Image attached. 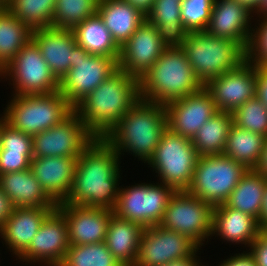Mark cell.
I'll return each instance as SVG.
<instances>
[{"label":"cell","mask_w":267,"mask_h":266,"mask_svg":"<svg viewBox=\"0 0 267 266\" xmlns=\"http://www.w3.org/2000/svg\"><path fill=\"white\" fill-rule=\"evenodd\" d=\"M120 157L104 139H96L78 157L71 190L60 204L113 210L119 192Z\"/></svg>","instance_id":"obj_1"},{"label":"cell","mask_w":267,"mask_h":266,"mask_svg":"<svg viewBox=\"0 0 267 266\" xmlns=\"http://www.w3.org/2000/svg\"><path fill=\"white\" fill-rule=\"evenodd\" d=\"M139 99V79L118 69L74 111L96 137L104 138Z\"/></svg>","instance_id":"obj_2"},{"label":"cell","mask_w":267,"mask_h":266,"mask_svg":"<svg viewBox=\"0 0 267 266\" xmlns=\"http://www.w3.org/2000/svg\"><path fill=\"white\" fill-rule=\"evenodd\" d=\"M166 128L165 105L140 98L104 139L119 157L123 151H129L145 163L152 157Z\"/></svg>","instance_id":"obj_3"},{"label":"cell","mask_w":267,"mask_h":266,"mask_svg":"<svg viewBox=\"0 0 267 266\" xmlns=\"http://www.w3.org/2000/svg\"><path fill=\"white\" fill-rule=\"evenodd\" d=\"M202 87L182 47H167L139 79L140 98L163 105Z\"/></svg>","instance_id":"obj_4"},{"label":"cell","mask_w":267,"mask_h":266,"mask_svg":"<svg viewBox=\"0 0 267 266\" xmlns=\"http://www.w3.org/2000/svg\"><path fill=\"white\" fill-rule=\"evenodd\" d=\"M182 48L203 86L247 60V51L239 43L206 31L188 33Z\"/></svg>","instance_id":"obj_5"},{"label":"cell","mask_w":267,"mask_h":266,"mask_svg":"<svg viewBox=\"0 0 267 266\" xmlns=\"http://www.w3.org/2000/svg\"><path fill=\"white\" fill-rule=\"evenodd\" d=\"M4 111L14 129L33 136L55 126L74 108L58 91L39 95H14Z\"/></svg>","instance_id":"obj_6"},{"label":"cell","mask_w":267,"mask_h":266,"mask_svg":"<svg viewBox=\"0 0 267 266\" xmlns=\"http://www.w3.org/2000/svg\"><path fill=\"white\" fill-rule=\"evenodd\" d=\"M198 157L191 139L166 128L146 163L158 173L160 182L175 191H186L192 182Z\"/></svg>","instance_id":"obj_7"},{"label":"cell","mask_w":267,"mask_h":266,"mask_svg":"<svg viewBox=\"0 0 267 266\" xmlns=\"http://www.w3.org/2000/svg\"><path fill=\"white\" fill-rule=\"evenodd\" d=\"M247 171L243 164L223 154L199 156L186 191L215 207L227 201Z\"/></svg>","instance_id":"obj_8"},{"label":"cell","mask_w":267,"mask_h":266,"mask_svg":"<svg viewBox=\"0 0 267 266\" xmlns=\"http://www.w3.org/2000/svg\"><path fill=\"white\" fill-rule=\"evenodd\" d=\"M213 208L187 191H175L159 225L187 236L200 248L212 236Z\"/></svg>","instance_id":"obj_9"},{"label":"cell","mask_w":267,"mask_h":266,"mask_svg":"<svg viewBox=\"0 0 267 266\" xmlns=\"http://www.w3.org/2000/svg\"><path fill=\"white\" fill-rule=\"evenodd\" d=\"M156 184L141 183L128 188L119 187L113 213L144 228L159 225L175 190L162 182Z\"/></svg>","instance_id":"obj_10"},{"label":"cell","mask_w":267,"mask_h":266,"mask_svg":"<svg viewBox=\"0 0 267 266\" xmlns=\"http://www.w3.org/2000/svg\"><path fill=\"white\" fill-rule=\"evenodd\" d=\"M1 76L11 77L14 95L50 94L59 90L58 79L32 39L0 71Z\"/></svg>","instance_id":"obj_11"},{"label":"cell","mask_w":267,"mask_h":266,"mask_svg":"<svg viewBox=\"0 0 267 266\" xmlns=\"http://www.w3.org/2000/svg\"><path fill=\"white\" fill-rule=\"evenodd\" d=\"M32 138L33 158H78L96 139V136L73 110L60 123L41 133L34 134Z\"/></svg>","instance_id":"obj_12"},{"label":"cell","mask_w":267,"mask_h":266,"mask_svg":"<svg viewBox=\"0 0 267 266\" xmlns=\"http://www.w3.org/2000/svg\"><path fill=\"white\" fill-rule=\"evenodd\" d=\"M117 70L115 58L89 54L77 45L75 66L59 82V92L74 108Z\"/></svg>","instance_id":"obj_13"},{"label":"cell","mask_w":267,"mask_h":266,"mask_svg":"<svg viewBox=\"0 0 267 266\" xmlns=\"http://www.w3.org/2000/svg\"><path fill=\"white\" fill-rule=\"evenodd\" d=\"M200 249L187 236L160 225L145 227L134 266H163Z\"/></svg>","instance_id":"obj_14"},{"label":"cell","mask_w":267,"mask_h":266,"mask_svg":"<svg viewBox=\"0 0 267 266\" xmlns=\"http://www.w3.org/2000/svg\"><path fill=\"white\" fill-rule=\"evenodd\" d=\"M256 84V65L246 60L234 70L210 80L204 87L219 111L232 113L256 96Z\"/></svg>","instance_id":"obj_15"},{"label":"cell","mask_w":267,"mask_h":266,"mask_svg":"<svg viewBox=\"0 0 267 266\" xmlns=\"http://www.w3.org/2000/svg\"><path fill=\"white\" fill-rule=\"evenodd\" d=\"M71 246L64 216L55 208L43 221L28 248L18 257L26 262L59 266Z\"/></svg>","instance_id":"obj_16"},{"label":"cell","mask_w":267,"mask_h":266,"mask_svg":"<svg viewBox=\"0 0 267 266\" xmlns=\"http://www.w3.org/2000/svg\"><path fill=\"white\" fill-rule=\"evenodd\" d=\"M165 107L167 128L189 139L219 112L211 94L204 86L195 93L169 102Z\"/></svg>","instance_id":"obj_17"},{"label":"cell","mask_w":267,"mask_h":266,"mask_svg":"<svg viewBox=\"0 0 267 266\" xmlns=\"http://www.w3.org/2000/svg\"><path fill=\"white\" fill-rule=\"evenodd\" d=\"M166 48L156 27L145 20L120 47L118 69L140 79Z\"/></svg>","instance_id":"obj_18"},{"label":"cell","mask_w":267,"mask_h":266,"mask_svg":"<svg viewBox=\"0 0 267 266\" xmlns=\"http://www.w3.org/2000/svg\"><path fill=\"white\" fill-rule=\"evenodd\" d=\"M252 12L237 0H215L205 31L212 36L235 41L247 51L253 30L250 26V19L254 17Z\"/></svg>","instance_id":"obj_19"},{"label":"cell","mask_w":267,"mask_h":266,"mask_svg":"<svg viewBox=\"0 0 267 266\" xmlns=\"http://www.w3.org/2000/svg\"><path fill=\"white\" fill-rule=\"evenodd\" d=\"M56 209L64 216L71 245H88L105 241L113 210L72 204H57Z\"/></svg>","instance_id":"obj_20"},{"label":"cell","mask_w":267,"mask_h":266,"mask_svg":"<svg viewBox=\"0 0 267 266\" xmlns=\"http://www.w3.org/2000/svg\"><path fill=\"white\" fill-rule=\"evenodd\" d=\"M32 40L51 72L60 82L71 67L75 66L77 43L73 30L45 27L33 30Z\"/></svg>","instance_id":"obj_21"},{"label":"cell","mask_w":267,"mask_h":266,"mask_svg":"<svg viewBox=\"0 0 267 266\" xmlns=\"http://www.w3.org/2000/svg\"><path fill=\"white\" fill-rule=\"evenodd\" d=\"M77 160L71 157H37L30 161L36 180L56 204L63 203L71 190Z\"/></svg>","instance_id":"obj_22"},{"label":"cell","mask_w":267,"mask_h":266,"mask_svg":"<svg viewBox=\"0 0 267 266\" xmlns=\"http://www.w3.org/2000/svg\"><path fill=\"white\" fill-rule=\"evenodd\" d=\"M55 208L15 207L0 227V236L6 246L19 257L30 245L45 218Z\"/></svg>","instance_id":"obj_23"},{"label":"cell","mask_w":267,"mask_h":266,"mask_svg":"<svg viewBox=\"0 0 267 266\" xmlns=\"http://www.w3.org/2000/svg\"><path fill=\"white\" fill-rule=\"evenodd\" d=\"M0 187L15 207L57 208L30 168L0 175Z\"/></svg>","instance_id":"obj_24"},{"label":"cell","mask_w":267,"mask_h":266,"mask_svg":"<svg viewBox=\"0 0 267 266\" xmlns=\"http://www.w3.org/2000/svg\"><path fill=\"white\" fill-rule=\"evenodd\" d=\"M259 233L260 226L253 216L225 204L213 208L212 236L217 234L226 242L242 243L250 247Z\"/></svg>","instance_id":"obj_25"},{"label":"cell","mask_w":267,"mask_h":266,"mask_svg":"<svg viewBox=\"0 0 267 266\" xmlns=\"http://www.w3.org/2000/svg\"><path fill=\"white\" fill-rule=\"evenodd\" d=\"M96 13L119 47L146 20V15L124 0H99Z\"/></svg>","instance_id":"obj_26"},{"label":"cell","mask_w":267,"mask_h":266,"mask_svg":"<svg viewBox=\"0 0 267 266\" xmlns=\"http://www.w3.org/2000/svg\"><path fill=\"white\" fill-rule=\"evenodd\" d=\"M143 231L142 225L112 213L104 242L120 264L134 266Z\"/></svg>","instance_id":"obj_27"},{"label":"cell","mask_w":267,"mask_h":266,"mask_svg":"<svg viewBox=\"0 0 267 266\" xmlns=\"http://www.w3.org/2000/svg\"><path fill=\"white\" fill-rule=\"evenodd\" d=\"M146 20L167 47H182L188 32L181 21V0H155Z\"/></svg>","instance_id":"obj_28"},{"label":"cell","mask_w":267,"mask_h":266,"mask_svg":"<svg viewBox=\"0 0 267 266\" xmlns=\"http://www.w3.org/2000/svg\"><path fill=\"white\" fill-rule=\"evenodd\" d=\"M267 178L255 169H248L224 203L227 207L260 218Z\"/></svg>","instance_id":"obj_29"},{"label":"cell","mask_w":267,"mask_h":266,"mask_svg":"<svg viewBox=\"0 0 267 266\" xmlns=\"http://www.w3.org/2000/svg\"><path fill=\"white\" fill-rule=\"evenodd\" d=\"M73 33L77 45L89 54L108 56L118 61L120 47L97 13L76 26Z\"/></svg>","instance_id":"obj_30"},{"label":"cell","mask_w":267,"mask_h":266,"mask_svg":"<svg viewBox=\"0 0 267 266\" xmlns=\"http://www.w3.org/2000/svg\"><path fill=\"white\" fill-rule=\"evenodd\" d=\"M267 137L231 126L223 155L243 164L247 169H255L261 159Z\"/></svg>","instance_id":"obj_31"},{"label":"cell","mask_w":267,"mask_h":266,"mask_svg":"<svg viewBox=\"0 0 267 266\" xmlns=\"http://www.w3.org/2000/svg\"><path fill=\"white\" fill-rule=\"evenodd\" d=\"M233 125L230 112L219 111L212 116L191 139L199 156L223 154L227 137Z\"/></svg>","instance_id":"obj_32"},{"label":"cell","mask_w":267,"mask_h":266,"mask_svg":"<svg viewBox=\"0 0 267 266\" xmlns=\"http://www.w3.org/2000/svg\"><path fill=\"white\" fill-rule=\"evenodd\" d=\"M32 32L5 6L0 7V71L32 39Z\"/></svg>","instance_id":"obj_33"},{"label":"cell","mask_w":267,"mask_h":266,"mask_svg":"<svg viewBox=\"0 0 267 266\" xmlns=\"http://www.w3.org/2000/svg\"><path fill=\"white\" fill-rule=\"evenodd\" d=\"M56 0H8L5 7L32 31L52 27Z\"/></svg>","instance_id":"obj_34"},{"label":"cell","mask_w":267,"mask_h":266,"mask_svg":"<svg viewBox=\"0 0 267 266\" xmlns=\"http://www.w3.org/2000/svg\"><path fill=\"white\" fill-rule=\"evenodd\" d=\"M99 0H56L52 27L73 30L96 14Z\"/></svg>","instance_id":"obj_35"},{"label":"cell","mask_w":267,"mask_h":266,"mask_svg":"<svg viewBox=\"0 0 267 266\" xmlns=\"http://www.w3.org/2000/svg\"><path fill=\"white\" fill-rule=\"evenodd\" d=\"M59 266H123L109 251L105 242L71 245Z\"/></svg>","instance_id":"obj_36"},{"label":"cell","mask_w":267,"mask_h":266,"mask_svg":"<svg viewBox=\"0 0 267 266\" xmlns=\"http://www.w3.org/2000/svg\"><path fill=\"white\" fill-rule=\"evenodd\" d=\"M232 115L236 126L267 137V107L257 96L238 107Z\"/></svg>","instance_id":"obj_37"},{"label":"cell","mask_w":267,"mask_h":266,"mask_svg":"<svg viewBox=\"0 0 267 266\" xmlns=\"http://www.w3.org/2000/svg\"><path fill=\"white\" fill-rule=\"evenodd\" d=\"M215 0H182L181 21L188 33L205 31Z\"/></svg>","instance_id":"obj_38"},{"label":"cell","mask_w":267,"mask_h":266,"mask_svg":"<svg viewBox=\"0 0 267 266\" xmlns=\"http://www.w3.org/2000/svg\"><path fill=\"white\" fill-rule=\"evenodd\" d=\"M260 18L259 27L252 30L247 60L254 65H267V16Z\"/></svg>","instance_id":"obj_39"},{"label":"cell","mask_w":267,"mask_h":266,"mask_svg":"<svg viewBox=\"0 0 267 266\" xmlns=\"http://www.w3.org/2000/svg\"><path fill=\"white\" fill-rule=\"evenodd\" d=\"M0 151L33 153V138L5 122L2 126Z\"/></svg>","instance_id":"obj_40"},{"label":"cell","mask_w":267,"mask_h":266,"mask_svg":"<svg viewBox=\"0 0 267 266\" xmlns=\"http://www.w3.org/2000/svg\"><path fill=\"white\" fill-rule=\"evenodd\" d=\"M32 159L33 153L0 151V175L27 170Z\"/></svg>","instance_id":"obj_41"},{"label":"cell","mask_w":267,"mask_h":266,"mask_svg":"<svg viewBox=\"0 0 267 266\" xmlns=\"http://www.w3.org/2000/svg\"><path fill=\"white\" fill-rule=\"evenodd\" d=\"M249 250L255 258L256 266H267V241L259 235L251 243Z\"/></svg>","instance_id":"obj_42"},{"label":"cell","mask_w":267,"mask_h":266,"mask_svg":"<svg viewBox=\"0 0 267 266\" xmlns=\"http://www.w3.org/2000/svg\"><path fill=\"white\" fill-rule=\"evenodd\" d=\"M256 96L267 107V65H256Z\"/></svg>","instance_id":"obj_43"},{"label":"cell","mask_w":267,"mask_h":266,"mask_svg":"<svg viewBox=\"0 0 267 266\" xmlns=\"http://www.w3.org/2000/svg\"><path fill=\"white\" fill-rule=\"evenodd\" d=\"M219 266H256V263L250 252H243L225 259Z\"/></svg>","instance_id":"obj_44"},{"label":"cell","mask_w":267,"mask_h":266,"mask_svg":"<svg viewBox=\"0 0 267 266\" xmlns=\"http://www.w3.org/2000/svg\"><path fill=\"white\" fill-rule=\"evenodd\" d=\"M15 206L10 201L9 197L2 191L0 187V227L13 213Z\"/></svg>","instance_id":"obj_45"},{"label":"cell","mask_w":267,"mask_h":266,"mask_svg":"<svg viewBox=\"0 0 267 266\" xmlns=\"http://www.w3.org/2000/svg\"><path fill=\"white\" fill-rule=\"evenodd\" d=\"M199 249H197V251H195L191 256L189 257H185V258H180V259H176V260H172L171 262H169L168 264H165L163 266H201L202 264L199 263V259L197 260V255ZM200 264V265H199ZM204 266V265H202Z\"/></svg>","instance_id":"obj_46"},{"label":"cell","mask_w":267,"mask_h":266,"mask_svg":"<svg viewBox=\"0 0 267 266\" xmlns=\"http://www.w3.org/2000/svg\"><path fill=\"white\" fill-rule=\"evenodd\" d=\"M146 15L152 8L155 0H124Z\"/></svg>","instance_id":"obj_47"},{"label":"cell","mask_w":267,"mask_h":266,"mask_svg":"<svg viewBox=\"0 0 267 266\" xmlns=\"http://www.w3.org/2000/svg\"><path fill=\"white\" fill-rule=\"evenodd\" d=\"M255 170L262 173L267 178V139H266V142L264 144V149H263V152L261 154V159H260L257 167L255 168Z\"/></svg>","instance_id":"obj_48"},{"label":"cell","mask_w":267,"mask_h":266,"mask_svg":"<svg viewBox=\"0 0 267 266\" xmlns=\"http://www.w3.org/2000/svg\"><path fill=\"white\" fill-rule=\"evenodd\" d=\"M258 224H259V226L267 225V181H266V185H265V192H264V197H263L262 209H261L260 218L258 220Z\"/></svg>","instance_id":"obj_49"},{"label":"cell","mask_w":267,"mask_h":266,"mask_svg":"<svg viewBox=\"0 0 267 266\" xmlns=\"http://www.w3.org/2000/svg\"><path fill=\"white\" fill-rule=\"evenodd\" d=\"M241 4L246 5L253 13L259 8L262 0H237Z\"/></svg>","instance_id":"obj_50"},{"label":"cell","mask_w":267,"mask_h":266,"mask_svg":"<svg viewBox=\"0 0 267 266\" xmlns=\"http://www.w3.org/2000/svg\"><path fill=\"white\" fill-rule=\"evenodd\" d=\"M254 13H257V15L259 14L258 17H260V15L267 16V0H262L259 8Z\"/></svg>","instance_id":"obj_51"},{"label":"cell","mask_w":267,"mask_h":266,"mask_svg":"<svg viewBox=\"0 0 267 266\" xmlns=\"http://www.w3.org/2000/svg\"><path fill=\"white\" fill-rule=\"evenodd\" d=\"M259 235H260L265 241H267V225L260 226V233H259Z\"/></svg>","instance_id":"obj_52"},{"label":"cell","mask_w":267,"mask_h":266,"mask_svg":"<svg viewBox=\"0 0 267 266\" xmlns=\"http://www.w3.org/2000/svg\"><path fill=\"white\" fill-rule=\"evenodd\" d=\"M2 117L0 118V148H1V134H2V126L6 122L5 116L1 115Z\"/></svg>","instance_id":"obj_53"},{"label":"cell","mask_w":267,"mask_h":266,"mask_svg":"<svg viewBox=\"0 0 267 266\" xmlns=\"http://www.w3.org/2000/svg\"><path fill=\"white\" fill-rule=\"evenodd\" d=\"M5 4L0 0V7L4 6Z\"/></svg>","instance_id":"obj_54"},{"label":"cell","mask_w":267,"mask_h":266,"mask_svg":"<svg viewBox=\"0 0 267 266\" xmlns=\"http://www.w3.org/2000/svg\"><path fill=\"white\" fill-rule=\"evenodd\" d=\"M4 4L8 1V0H1Z\"/></svg>","instance_id":"obj_55"}]
</instances>
